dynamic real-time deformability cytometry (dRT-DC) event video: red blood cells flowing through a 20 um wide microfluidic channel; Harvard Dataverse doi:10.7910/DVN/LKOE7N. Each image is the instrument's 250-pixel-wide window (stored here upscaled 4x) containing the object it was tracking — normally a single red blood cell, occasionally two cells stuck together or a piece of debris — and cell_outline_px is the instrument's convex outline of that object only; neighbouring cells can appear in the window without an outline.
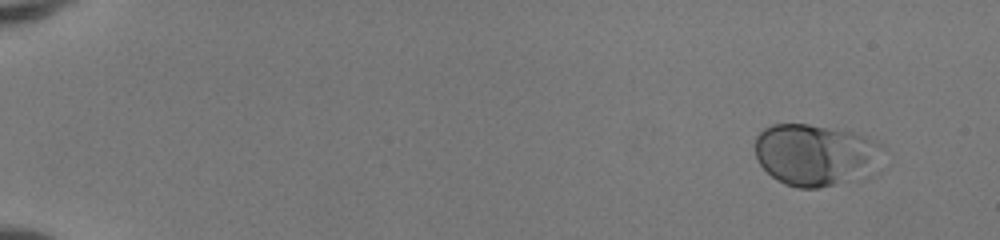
{"species": "human", "species_latin": "Homo sapiens", "temperature_condition": "room temperature", "stored_images_in_passage": 48, "camera_frame_rate_fps": 3000, "um_per_image_px": 0.085, "donor": {"sex": "female"}, "frame": {"image": 1, "passage_image": 1, "time_ms": 0.0, "image_size_px": [1000, 240], "cell_outline_px": [[884, 148], [880, 172], [864, 180], [816, 188], [796, 188], [784, 184], [776, 180], [760, 164], [756, 156], [752, 144], [756, 136], [764, 128], [772, 124], [808, 124], [856, 132], [868, 136], [884, 144]], "centroid_in_image_um": [69.44, 13.19], "position_along_channel_um": 15.6, "area_um2": 48.03}}
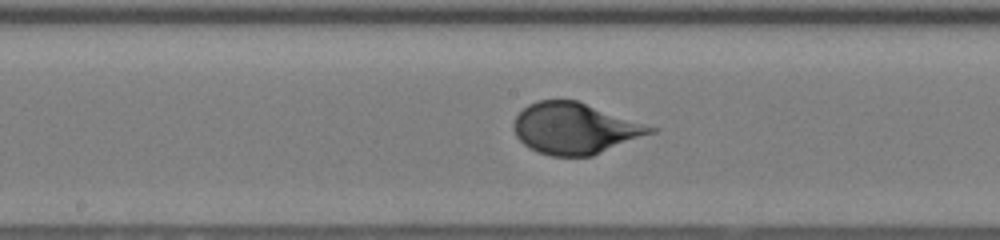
{"frame": {"image": 2, "passage_image": 26, "time_ms": 8.333, "image_size_px": [1000, 240], "cell_outline_px": [[660, 128], [656, 132], [592, 156], [552, 156], [536, 152], [528, 148], [516, 136], [512, 128], [512, 124], [516, 116], [528, 104], [536, 100], [576, 100]], "centroid_in_image_um": [48.87, 10.92], "position_along_channel_um": 199.3, "area_um2": 41.04}}
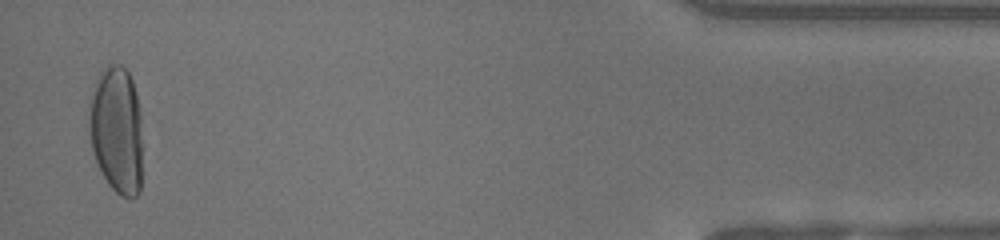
{"frame": {"image": 3, "passage_image": 47, "time_ms": 15.333, "image_size_px": [1000, 240], "cell_outline_px": [[140, 192], [136, 196], [128, 200], [120, 196], [108, 184], [96, 160], [92, 148], [88, 132], [88, 116], [92, 96], [100, 72], [108, 64], [120, 64], [128, 72], [132, 80], [136, 92], [140, 108]], "centroid_in_image_um": [9.91, 11.06], "position_along_channel_um": 425.3, "area_um2": 39.48}}